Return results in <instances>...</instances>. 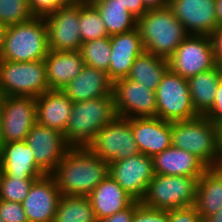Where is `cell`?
I'll list each match as a JSON object with an SVG mask.
<instances>
[{"label":"cell","mask_w":222,"mask_h":222,"mask_svg":"<svg viewBox=\"0 0 222 222\" xmlns=\"http://www.w3.org/2000/svg\"><path fill=\"white\" fill-rule=\"evenodd\" d=\"M109 36L137 28V18L119 0H101L94 4Z\"/></svg>","instance_id":"cell-29"},{"label":"cell","mask_w":222,"mask_h":222,"mask_svg":"<svg viewBox=\"0 0 222 222\" xmlns=\"http://www.w3.org/2000/svg\"><path fill=\"white\" fill-rule=\"evenodd\" d=\"M132 222H168V213L164 210L150 209L141 204L135 210Z\"/></svg>","instance_id":"cell-38"},{"label":"cell","mask_w":222,"mask_h":222,"mask_svg":"<svg viewBox=\"0 0 222 222\" xmlns=\"http://www.w3.org/2000/svg\"><path fill=\"white\" fill-rule=\"evenodd\" d=\"M2 173L9 178L37 180L47 175L35 162L34 154L26 141H12L0 144Z\"/></svg>","instance_id":"cell-20"},{"label":"cell","mask_w":222,"mask_h":222,"mask_svg":"<svg viewBox=\"0 0 222 222\" xmlns=\"http://www.w3.org/2000/svg\"><path fill=\"white\" fill-rule=\"evenodd\" d=\"M127 10L137 19L140 18L148 9L144 6L142 0H119Z\"/></svg>","instance_id":"cell-42"},{"label":"cell","mask_w":222,"mask_h":222,"mask_svg":"<svg viewBox=\"0 0 222 222\" xmlns=\"http://www.w3.org/2000/svg\"><path fill=\"white\" fill-rule=\"evenodd\" d=\"M61 90L75 103L112 95L113 81L107 72L85 65L77 77Z\"/></svg>","instance_id":"cell-21"},{"label":"cell","mask_w":222,"mask_h":222,"mask_svg":"<svg viewBox=\"0 0 222 222\" xmlns=\"http://www.w3.org/2000/svg\"><path fill=\"white\" fill-rule=\"evenodd\" d=\"M144 6L150 9H160L169 6L170 0H142Z\"/></svg>","instance_id":"cell-43"},{"label":"cell","mask_w":222,"mask_h":222,"mask_svg":"<svg viewBox=\"0 0 222 222\" xmlns=\"http://www.w3.org/2000/svg\"><path fill=\"white\" fill-rule=\"evenodd\" d=\"M61 196L52 175L35 180L22 202L28 222H53Z\"/></svg>","instance_id":"cell-17"},{"label":"cell","mask_w":222,"mask_h":222,"mask_svg":"<svg viewBox=\"0 0 222 222\" xmlns=\"http://www.w3.org/2000/svg\"><path fill=\"white\" fill-rule=\"evenodd\" d=\"M79 27L82 43L110 37L104 21L94 5H79Z\"/></svg>","instance_id":"cell-32"},{"label":"cell","mask_w":222,"mask_h":222,"mask_svg":"<svg viewBox=\"0 0 222 222\" xmlns=\"http://www.w3.org/2000/svg\"><path fill=\"white\" fill-rule=\"evenodd\" d=\"M168 222H203L195 205L167 210Z\"/></svg>","instance_id":"cell-36"},{"label":"cell","mask_w":222,"mask_h":222,"mask_svg":"<svg viewBox=\"0 0 222 222\" xmlns=\"http://www.w3.org/2000/svg\"><path fill=\"white\" fill-rule=\"evenodd\" d=\"M221 170H222V154H221V161L219 163V166H218Z\"/></svg>","instance_id":"cell-51"},{"label":"cell","mask_w":222,"mask_h":222,"mask_svg":"<svg viewBox=\"0 0 222 222\" xmlns=\"http://www.w3.org/2000/svg\"><path fill=\"white\" fill-rule=\"evenodd\" d=\"M66 5H80L83 4V0H62Z\"/></svg>","instance_id":"cell-48"},{"label":"cell","mask_w":222,"mask_h":222,"mask_svg":"<svg viewBox=\"0 0 222 222\" xmlns=\"http://www.w3.org/2000/svg\"><path fill=\"white\" fill-rule=\"evenodd\" d=\"M33 17L28 0H0V23L6 27L26 22Z\"/></svg>","instance_id":"cell-33"},{"label":"cell","mask_w":222,"mask_h":222,"mask_svg":"<svg viewBox=\"0 0 222 222\" xmlns=\"http://www.w3.org/2000/svg\"><path fill=\"white\" fill-rule=\"evenodd\" d=\"M113 95L117 116L129 119L156 117L155 91L139 82L127 77L115 80Z\"/></svg>","instance_id":"cell-12"},{"label":"cell","mask_w":222,"mask_h":222,"mask_svg":"<svg viewBox=\"0 0 222 222\" xmlns=\"http://www.w3.org/2000/svg\"><path fill=\"white\" fill-rule=\"evenodd\" d=\"M221 80L222 67L218 65L187 79L193 107L199 116H204L212 108Z\"/></svg>","instance_id":"cell-26"},{"label":"cell","mask_w":222,"mask_h":222,"mask_svg":"<svg viewBox=\"0 0 222 222\" xmlns=\"http://www.w3.org/2000/svg\"><path fill=\"white\" fill-rule=\"evenodd\" d=\"M25 141L34 154L35 162L47 175L54 172L58 163L71 148L63 133L37 122Z\"/></svg>","instance_id":"cell-14"},{"label":"cell","mask_w":222,"mask_h":222,"mask_svg":"<svg viewBox=\"0 0 222 222\" xmlns=\"http://www.w3.org/2000/svg\"><path fill=\"white\" fill-rule=\"evenodd\" d=\"M87 148L107 163L140 153L131 129L130 119L120 116H116L106 124Z\"/></svg>","instance_id":"cell-9"},{"label":"cell","mask_w":222,"mask_h":222,"mask_svg":"<svg viewBox=\"0 0 222 222\" xmlns=\"http://www.w3.org/2000/svg\"><path fill=\"white\" fill-rule=\"evenodd\" d=\"M216 65L211 37L207 35H188L168 59L169 69L186 79Z\"/></svg>","instance_id":"cell-10"},{"label":"cell","mask_w":222,"mask_h":222,"mask_svg":"<svg viewBox=\"0 0 222 222\" xmlns=\"http://www.w3.org/2000/svg\"><path fill=\"white\" fill-rule=\"evenodd\" d=\"M130 124L140 153L153 158L172 146L171 122L145 117L132 118Z\"/></svg>","instance_id":"cell-18"},{"label":"cell","mask_w":222,"mask_h":222,"mask_svg":"<svg viewBox=\"0 0 222 222\" xmlns=\"http://www.w3.org/2000/svg\"><path fill=\"white\" fill-rule=\"evenodd\" d=\"M73 102L62 90H48L36 98L37 123L64 134Z\"/></svg>","instance_id":"cell-23"},{"label":"cell","mask_w":222,"mask_h":222,"mask_svg":"<svg viewBox=\"0 0 222 222\" xmlns=\"http://www.w3.org/2000/svg\"><path fill=\"white\" fill-rule=\"evenodd\" d=\"M204 116L214 124L222 120V80L217 87L213 106Z\"/></svg>","instance_id":"cell-39"},{"label":"cell","mask_w":222,"mask_h":222,"mask_svg":"<svg viewBox=\"0 0 222 222\" xmlns=\"http://www.w3.org/2000/svg\"><path fill=\"white\" fill-rule=\"evenodd\" d=\"M216 2V15L218 18L219 26H222V0H215Z\"/></svg>","instance_id":"cell-45"},{"label":"cell","mask_w":222,"mask_h":222,"mask_svg":"<svg viewBox=\"0 0 222 222\" xmlns=\"http://www.w3.org/2000/svg\"><path fill=\"white\" fill-rule=\"evenodd\" d=\"M49 50L79 51L82 45L79 27V5H65L44 17Z\"/></svg>","instance_id":"cell-15"},{"label":"cell","mask_w":222,"mask_h":222,"mask_svg":"<svg viewBox=\"0 0 222 222\" xmlns=\"http://www.w3.org/2000/svg\"><path fill=\"white\" fill-rule=\"evenodd\" d=\"M35 180H21V177L9 178L5 173L0 177V199L22 203Z\"/></svg>","instance_id":"cell-34"},{"label":"cell","mask_w":222,"mask_h":222,"mask_svg":"<svg viewBox=\"0 0 222 222\" xmlns=\"http://www.w3.org/2000/svg\"><path fill=\"white\" fill-rule=\"evenodd\" d=\"M49 52L48 32L44 17L8 26L0 59L13 62L43 60Z\"/></svg>","instance_id":"cell-5"},{"label":"cell","mask_w":222,"mask_h":222,"mask_svg":"<svg viewBox=\"0 0 222 222\" xmlns=\"http://www.w3.org/2000/svg\"><path fill=\"white\" fill-rule=\"evenodd\" d=\"M97 221L128 208L135 200L110 176L88 195Z\"/></svg>","instance_id":"cell-25"},{"label":"cell","mask_w":222,"mask_h":222,"mask_svg":"<svg viewBox=\"0 0 222 222\" xmlns=\"http://www.w3.org/2000/svg\"><path fill=\"white\" fill-rule=\"evenodd\" d=\"M141 205L140 201H134L128 208L113 214L98 222H132L135 210Z\"/></svg>","instance_id":"cell-40"},{"label":"cell","mask_w":222,"mask_h":222,"mask_svg":"<svg viewBox=\"0 0 222 222\" xmlns=\"http://www.w3.org/2000/svg\"><path fill=\"white\" fill-rule=\"evenodd\" d=\"M101 0H83L84 5H94L95 3L99 2Z\"/></svg>","instance_id":"cell-49"},{"label":"cell","mask_w":222,"mask_h":222,"mask_svg":"<svg viewBox=\"0 0 222 222\" xmlns=\"http://www.w3.org/2000/svg\"><path fill=\"white\" fill-rule=\"evenodd\" d=\"M1 174H2V164H1V160H0V177H1Z\"/></svg>","instance_id":"cell-52"},{"label":"cell","mask_w":222,"mask_h":222,"mask_svg":"<svg viewBox=\"0 0 222 222\" xmlns=\"http://www.w3.org/2000/svg\"><path fill=\"white\" fill-rule=\"evenodd\" d=\"M203 222H222V208L215 214L207 217Z\"/></svg>","instance_id":"cell-44"},{"label":"cell","mask_w":222,"mask_h":222,"mask_svg":"<svg viewBox=\"0 0 222 222\" xmlns=\"http://www.w3.org/2000/svg\"><path fill=\"white\" fill-rule=\"evenodd\" d=\"M110 43L111 56L107 74L114 82L130 74L134 61L145 48L138 28L110 36Z\"/></svg>","instance_id":"cell-19"},{"label":"cell","mask_w":222,"mask_h":222,"mask_svg":"<svg viewBox=\"0 0 222 222\" xmlns=\"http://www.w3.org/2000/svg\"><path fill=\"white\" fill-rule=\"evenodd\" d=\"M0 218L4 222H28L22 203L0 199Z\"/></svg>","instance_id":"cell-35"},{"label":"cell","mask_w":222,"mask_h":222,"mask_svg":"<svg viewBox=\"0 0 222 222\" xmlns=\"http://www.w3.org/2000/svg\"><path fill=\"white\" fill-rule=\"evenodd\" d=\"M169 7L189 35H207L219 26L215 0H170Z\"/></svg>","instance_id":"cell-16"},{"label":"cell","mask_w":222,"mask_h":222,"mask_svg":"<svg viewBox=\"0 0 222 222\" xmlns=\"http://www.w3.org/2000/svg\"><path fill=\"white\" fill-rule=\"evenodd\" d=\"M49 90H61L81 72L85 66L80 51L49 50L44 58Z\"/></svg>","instance_id":"cell-22"},{"label":"cell","mask_w":222,"mask_h":222,"mask_svg":"<svg viewBox=\"0 0 222 222\" xmlns=\"http://www.w3.org/2000/svg\"><path fill=\"white\" fill-rule=\"evenodd\" d=\"M51 175L61 195L88 196L109 176V163L87 147H71Z\"/></svg>","instance_id":"cell-1"},{"label":"cell","mask_w":222,"mask_h":222,"mask_svg":"<svg viewBox=\"0 0 222 222\" xmlns=\"http://www.w3.org/2000/svg\"><path fill=\"white\" fill-rule=\"evenodd\" d=\"M6 26L0 23V54L3 48L4 44V37H5V31H6Z\"/></svg>","instance_id":"cell-46"},{"label":"cell","mask_w":222,"mask_h":222,"mask_svg":"<svg viewBox=\"0 0 222 222\" xmlns=\"http://www.w3.org/2000/svg\"><path fill=\"white\" fill-rule=\"evenodd\" d=\"M217 129H218V141L219 145L222 148V120L217 123Z\"/></svg>","instance_id":"cell-47"},{"label":"cell","mask_w":222,"mask_h":222,"mask_svg":"<svg viewBox=\"0 0 222 222\" xmlns=\"http://www.w3.org/2000/svg\"><path fill=\"white\" fill-rule=\"evenodd\" d=\"M29 8L36 17H45L66 4L62 0H28Z\"/></svg>","instance_id":"cell-37"},{"label":"cell","mask_w":222,"mask_h":222,"mask_svg":"<svg viewBox=\"0 0 222 222\" xmlns=\"http://www.w3.org/2000/svg\"><path fill=\"white\" fill-rule=\"evenodd\" d=\"M145 51L169 59L189 35L169 6L150 9L137 19Z\"/></svg>","instance_id":"cell-2"},{"label":"cell","mask_w":222,"mask_h":222,"mask_svg":"<svg viewBox=\"0 0 222 222\" xmlns=\"http://www.w3.org/2000/svg\"><path fill=\"white\" fill-rule=\"evenodd\" d=\"M199 178L155 174L141 204L164 211L192 206L197 199Z\"/></svg>","instance_id":"cell-6"},{"label":"cell","mask_w":222,"mask_h":222,"mask_svg":"<svg viewBox=\"0 0 222 222\" xmlns=\"http://www.w3.org/2000/svg\"><path fill=\"white\" fill-rule=\"evenodd\" d=\"M152 159L155 174L201 177L208 169L193 154L173 146L155 155Z\"/></svg>","instance_id":"cell-24"},{"label":"cell","mask_w":222,"mask_h":222,"mask_svg":"<svg viewBox=\"0 0 222 222\" xmlns=\"http://www.w3.org/2000/svg\"><path fill=\"white\" fill-rule=\"evenodd\" d=\"M154 175L153 159L142 153L109 163V176L135 201L144 198Z\"/></svg>","instance_id":"cell-13"},{"label":"cell","mask_w":222,"mask_h":222,"mask_svg":"<svg viewBox=\"0 0 222 222\" xmlns=\"http://www.w3.org/2000/svg\"><path fill=\"white\" fill-rule=\"evenodd\" d=\"M214 59L218 66L222 67V26H218L211 34Z\"/></svg>","instance_id":"cell-41"},{"label":"cell","mask_w":222,"mask_h":222,"mask_svg":"<svg viewBox=\"0 0 222 222\" xmlns=\"http://www.w3.org/2000/svg\"><path fill=\"white\" fill-rule=\"evenodd\" d=\"M155 95L156 117L164 121L190 120L199 116L193 107L187 79L170 69L163 75Z\"/></svg>","instance_id":"cell-8"},{"label":"cell","mask_w":222,"mask_h":222,"mask_svg":"<svg viewBox=\"0 0 222 222\" xmlns=\"http://www.w3.org/2000/svg\"><path fill=\"white\" fill-rule=\"evenodd\" d=\"M79 51L86 66L108 72L111 56L110 37L82 43Z\"/></svg>","instance_id":"cell-31"},{"label":"cell","mask_w":222,"mask_h":222,"mask_svg":"<svg viewBox=\"0 0 222 222\" xmlns=\"http://www.w3.org/2000/svg\"><path fill=\"white\" fill-rule=\"evenodd\" d=\"M53 222H98L88 196L62 195Z\"/></svg>","instance_id":"cell-30"},{"label":"cell","mask_w":222,"mask_h":222,"mask_svg":"<svg viewBox=\"0 0 222 222\" xmlns=\"http://www.w3.org/2000/svg\"><path fill=\"white\" fill-rule=\"evenodd\" d=\"M168 69V59L144 51L134 61L127 78L155 91Z\"/></svg>","instance_id":"cell-28"},{"label":"cell","mask_w":222,"mask_h":222,"mask_svg":"<svg viewBox=\"0 0 222 222\" xmlns=\"http://www.w3.org/2000/svg\"><path fill=\"white\" fill-rule=\"evenodd\" d=\"M1 109H2V95H0V134H1Z\"/></svg>","instance_id":"cell-50"},{"label":"cell","mask_w":222,"mask_h":222,"mask_svg":"<svg viewBox=\"0 0 222 222\" xmlns=\"http://www.w3.org/2000/svg\"><path fill=\"white\" fill-rule=\"evenodd\" d=\"M194 205L202 221L222 208V170L219 167L208 168L199 178Z\"/></svg>","instance_id":"cell-27"},{"label":"cell","mask_w":222,"mask_h":222,"mask_svg":"<svg viewBox=\"0 0 222 222\" xmlns=\"http://www.w3.org/2000/svg\"><path fill=\"white\" fill-rule=\"evenodd\" d=\"M48 90L44 59L33 62L0 59V95L37 98Z\"/></svg>","instance_id":"cell-7"},{"label":"cell","mask_w":222,"mask_h":222,"mask_svg":"<svg viewBox=\"0 0 222 222\" xmlns=\"http://www.w3.org/2000/svg\"><path fill=\"white\" fill-rule=\"evenodd\" d=\"M116 116L113 94L75 102L63 135L71 147H87Z\"/></svg>","instance_id":"cell-4"},{"label":"cell","mask_w":222,"mask_h":222,"mask_svg":"<svg viewBox=\"0 0 222 222\" xmlns=\"http://www.w3.org/2000/svg\"><path fill=\"white\" fill-rule=\"evenodd\" d=\"M172 146L185 150L208 168H216L221 161L222 148L218 141L217 124L205 116L171 122Z\"/></svg>","instance_id":"cell-3"},{"label":"cell","mask_w":222,"mask_h":222,"mask_svg":"<svg viewBox=\"0 0 222 222\" xmlns=\"http://www.w3.org/2000/svg\"><path fill=\"white\" fill-rule=\"evenodd\" d=\"M36 122V98L2 96L0 144L25 140Z\"/></svg>","instance_id":"cell-11"}]
</instances>
